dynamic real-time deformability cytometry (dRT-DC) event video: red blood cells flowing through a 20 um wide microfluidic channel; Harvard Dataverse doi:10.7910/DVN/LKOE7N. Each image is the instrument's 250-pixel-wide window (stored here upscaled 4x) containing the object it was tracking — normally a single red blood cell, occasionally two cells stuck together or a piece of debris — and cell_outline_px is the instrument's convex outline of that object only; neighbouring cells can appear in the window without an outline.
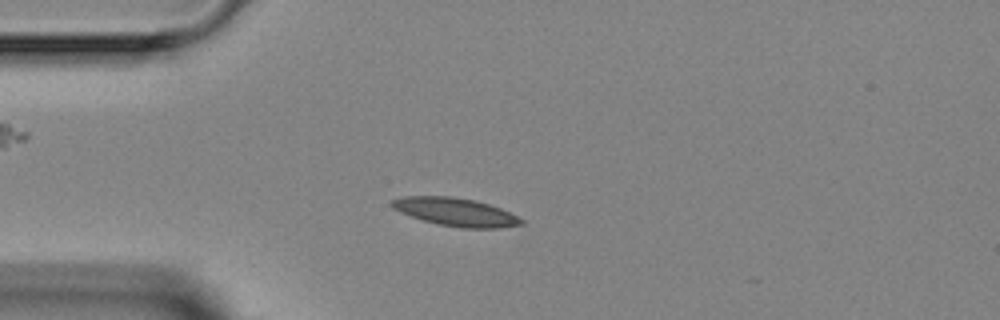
{"species": "Egyptian fruit bat (a non-hibernating species)", "species_latin": "Rousettus aegyptiacus", "temperature_condition": "room temperature", "stored_images_in_passage": 3, "camera_frame_rate_fps": 3000, "um_per_image_px": 0.085, "animal": {"sex": "female"}, "frame": {"image": 1, "passage_image": 1, "time_ms": 0.0, "image_size_px": [1000, 320], "cell_outline_px": [[524, 224], [500, 228], [460, 228], [440, 224], [424, 220], [400, 212], [392, 208], [388, 204], [392, 200], [404, 196], [452, 196], [476, 200], [500, 208], [524, 220]], "centroid_in_image_um": [38.72, 18.01], "position_along_channel_um": 46.3, "area_um2": 21.15}}